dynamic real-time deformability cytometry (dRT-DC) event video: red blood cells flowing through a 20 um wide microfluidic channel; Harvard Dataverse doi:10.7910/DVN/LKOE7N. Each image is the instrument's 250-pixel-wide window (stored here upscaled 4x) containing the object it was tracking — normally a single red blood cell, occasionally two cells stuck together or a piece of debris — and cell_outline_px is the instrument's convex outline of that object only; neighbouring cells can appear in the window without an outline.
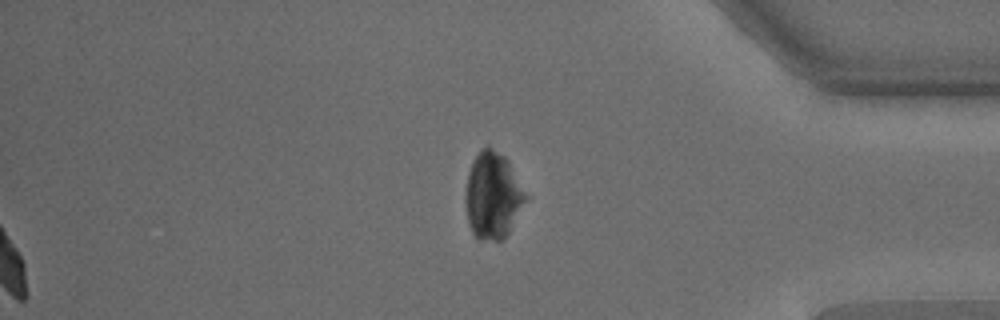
{"species": "common noctule bat (a hibernating species)", "species_latin": "Nyctalus noctula", "temperature_condition": "warm", "stored_images_in_passage": 54, "segment_of_instrument_passage": [2, 2], "camera_frame_rate_fps": 3000, "um_per_image_px": 0.085, "animal": {"sex": "male", "body_mass_g": 15.6}, "frame": {"image": 1, "passage_image": 54, "time_ms": 17.667, "image_size_px": [1000, 320], "cell_outline_px": [[528, 196], [508, 232], [500, 240], [476, 240], [468, 224], [464, 204], [464, 196], [468, 172], [472, 160], [488, 144], [504, 156], [508, 160]], "centroid_in_image_um": [41.84, 16.62], "position_along_channel_um": 393.4, "area_um2": 30.46}}